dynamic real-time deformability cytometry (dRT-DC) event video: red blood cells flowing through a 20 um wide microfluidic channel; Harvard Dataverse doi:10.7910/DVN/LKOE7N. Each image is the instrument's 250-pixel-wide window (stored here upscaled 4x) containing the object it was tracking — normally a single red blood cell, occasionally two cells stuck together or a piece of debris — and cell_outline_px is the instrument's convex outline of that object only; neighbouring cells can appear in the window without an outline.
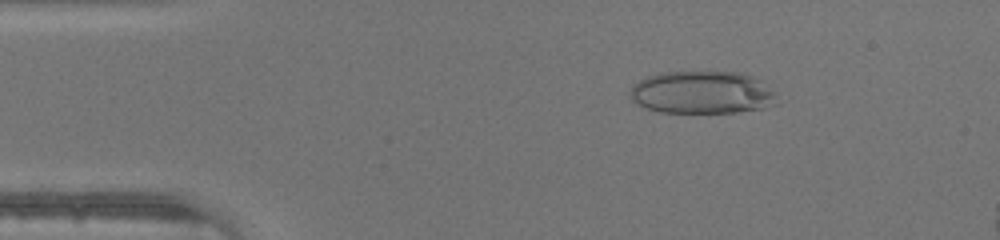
{"species": "human", "species_latin": "Homo sapiens", "temperature_condition": "warm", "stored_images_in_passage": 45, "camera_frame_rate_fps": 3000, "um_per_image_px": 0.085, "donor": {"sex": "male"}, "frame": {"image": 1, "passage_image": 7, "time_ms": 2.0, "image_size_px": [1000, 240], "cell_outline_px": [[780, 104], [764, 108], [736, 112], [660, 112], [636, 104], [632, 100], [632, 84], [648, 76], [660, 72], [740, 72], [756, 80], [776, 92]], "centroid_in_image_um": [59.71, 7.87], "position_along_channel_um": 25.3, "area_um2": 36.36}}
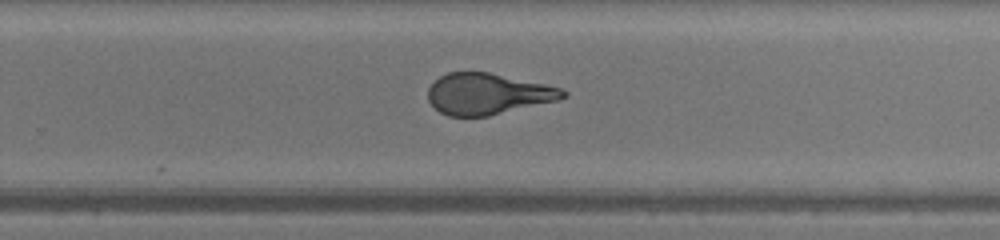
{"frame": {"image": 2, "passage_image": 29, "time_ms": 9.333, "image_size_px": [1000, 240], "cell_outline_px": [[568, 96], [560, 100], [488, 116], [448, 116], [440, 112], [428, 100], [428, 88], [440, 76], [448, 72], [488, 72], [544, 84], [560, 88], [568, 92]], "centroid_in_image_um": [41.48, 7.99], "position_along_channel_um": 288.3, "area_um2": 32.25}}
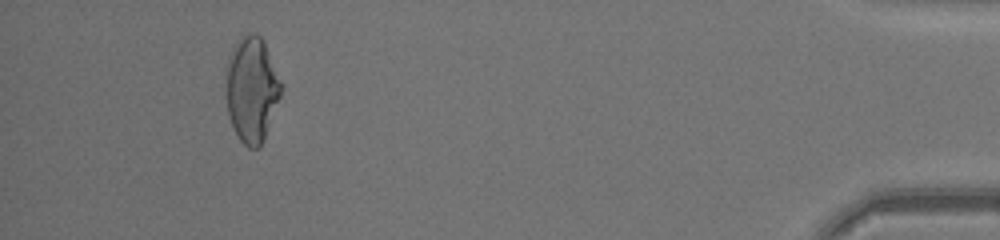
{"frame": {"image": 3, "passage_image": 42, "time_ms": 13.667, "image_size_px": [1000, 240], "cell_outline_px": [[284, 88], [264, 140], [260, 148], [248, 148], [240, 140], [228, 116], [224, 92], [228, 56], [240, 36], [252, 32], [256, 32], [264, 40], [284, 84]], "centroid_in_image_um": [21.41, 7.58], "position_along_channel_um": 413.8, "area_um2": 34.85}}